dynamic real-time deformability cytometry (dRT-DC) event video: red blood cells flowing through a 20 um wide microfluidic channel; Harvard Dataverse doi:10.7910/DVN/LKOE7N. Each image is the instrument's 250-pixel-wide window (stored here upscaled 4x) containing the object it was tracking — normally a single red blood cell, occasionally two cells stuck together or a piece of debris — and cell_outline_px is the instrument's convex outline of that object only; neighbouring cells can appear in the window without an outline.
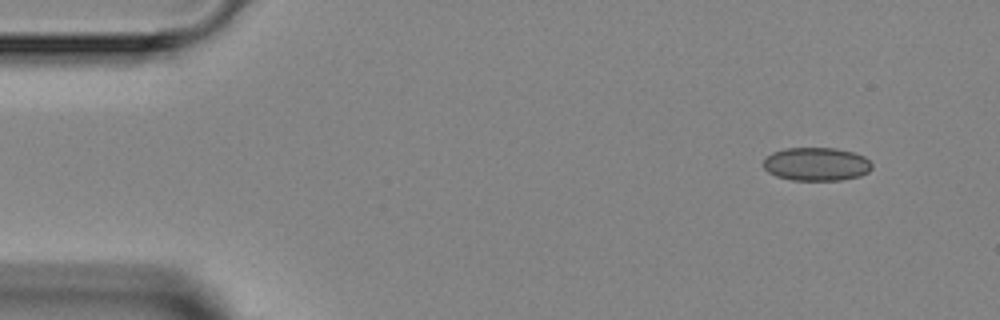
{"species": "Egyptian fruit bat (a non-hibernating species)", "species_latin": "Rousettus aegyptiacus", "temperature_condition": "room temperature", "stored_images_in_passage": 3, "camera_frame_rate_fps": 3000, "um_per_image_px": 0.085, "animal": {"sex": "female"}, "frame": {"image": 1, "passage_image": 1, "time_ms": 0.0, "image_size_px": [1000, 320], "cell_outline_px": [[872, 168], [868, 172], [860, 176], [840, 180], [792, 180], [776, 176], [768, 172], [764, 168], [764, 156], [772, 152], [784, 148], [836, 148], [852, 152], [864, 156], [872, 164]], "centroid_in_image_um": [69.37, 13.94], "position_along_channel_um": 15.6, "area_um2": 21.21}}